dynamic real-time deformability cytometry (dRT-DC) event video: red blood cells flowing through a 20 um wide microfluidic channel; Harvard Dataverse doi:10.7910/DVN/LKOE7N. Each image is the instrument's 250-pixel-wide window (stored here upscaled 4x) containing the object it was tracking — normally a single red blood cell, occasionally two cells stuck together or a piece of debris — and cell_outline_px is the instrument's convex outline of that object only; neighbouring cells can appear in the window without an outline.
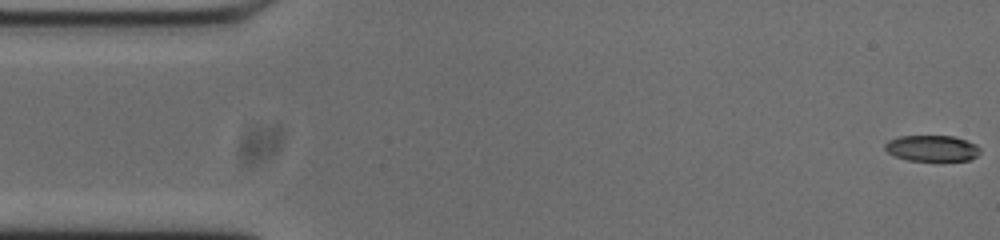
{"species": "common noctule bat (a hibernating species)", "species_latin": "Nyctalus noctula", "temperature_condition": "cold", "stored_images_in_passage": 54, "camera_frame_rate_fps": 3000, "um_per_image_px": 0.085, "animal": {"sex": "male", "body_mass_g": 20.0, "forearm_length_mm": 53.3}, "frame": {"image": 1, "passage_image": 1, "time_ms": 0.0, "image_size_px": [1000, 240], "cell_outline_px": [[980, 152], [976, 156], [968, 160], [908, 160], [896, 156], [888, 152], [884, 148], [884, 144], [888, 140], [900, 136], [952, 136], [976, 144], [980, 148]], "centroid_in_image_um": [79.2, 12.59], "position_along_channel_um": 5.8, "area_um2": 14.22}}
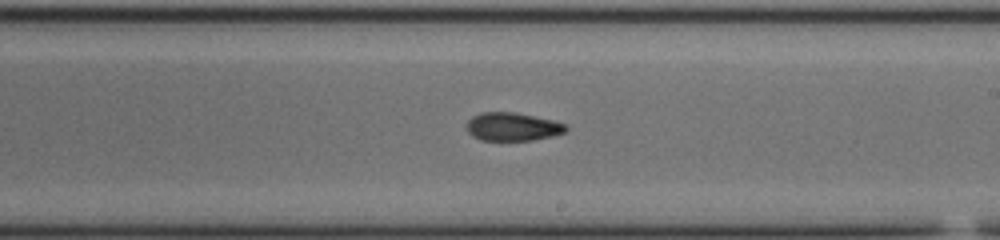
{"frame": {"image": 2, "passage_image": 30, "time_ms": 9.667, "image_size_px": [1000, 240], "cell_outline_px": [[568, 128], [564, 132], [552, 136], [532, 140], [480, 140], [472, 136], [468, 132], [468, 120], [472, 116], [480, 112], [516, 112], [552, 120], [568, 124]], "centroid_in_image_um": [43.57, 10.76], "position_along_channel_um": 245.4, "area_um2": 16.36}}
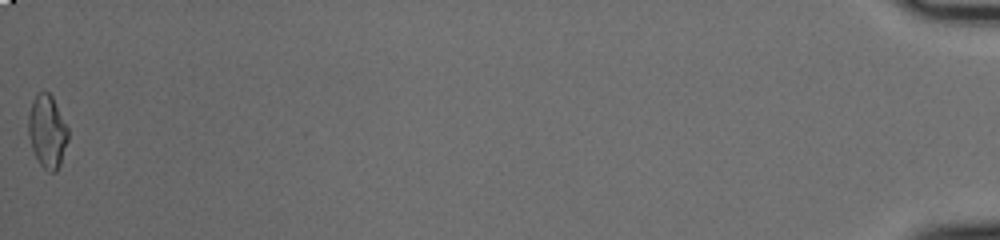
{"frame": {"image": 3, "passage_image": 54, "time_ms": 17.667, "image_size_px": [1000, 240], "cell_outline_px": [[68, 140], [60, 164], [56, 172], [48, 172], [40, 164], [32, 148], [28, 132], [28, 116], [32, 100], [36, 92], [48, 92], [52, 96], [68, 128]], "centroid_in_image_um": [4.01, 11.16], "position_along_channel_um": 431.2, "area_um2": 16.82}, "authors_computed_cell_mechanics": {"area_um2": 16.4152, "velocity_mm_per_s": 3.7445, "shape_relaxation_time_tau1_ms": null, "shape_relaxation_time_tau2_ms": 8.5793, "deformation_change_tau1": null, "deformation_change_tau2": 0.1549}}